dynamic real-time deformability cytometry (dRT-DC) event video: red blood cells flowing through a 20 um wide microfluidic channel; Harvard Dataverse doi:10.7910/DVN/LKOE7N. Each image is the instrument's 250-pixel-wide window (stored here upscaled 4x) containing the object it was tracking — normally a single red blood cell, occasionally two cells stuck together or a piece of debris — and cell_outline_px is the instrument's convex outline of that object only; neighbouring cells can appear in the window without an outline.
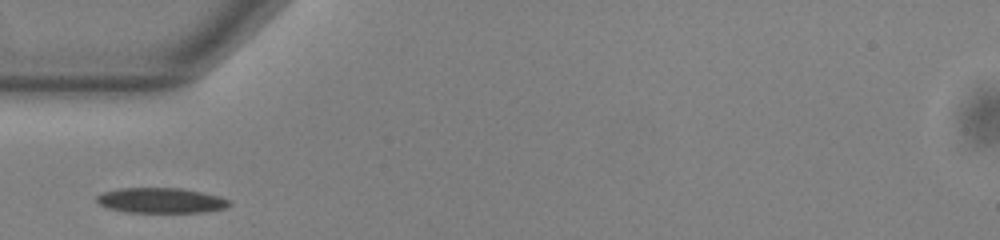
{"species": "common noctule bat (a hibernating species)", "species_latin": "Nyctalus noctula", "temperature_condition": "warm", "stored_images_in_passage": 28, "camera_frame_rate_fps": 3000, "um_per_image_px": 0.085, "animal": {"sex": "male", "body_mass_g": 13.0, "forearm_length_mm": 53.1}, "frame": {"image": 1, "passage_image": 1, "time_ms": 0.0, "image_size_px": [1000, 240], "cell_outline_px": [[232, 204], [224, 208], [204, 212], [124, 212], [108, 208], [100, 204], [96, 200], [96, 196], [104, 192], [120, 188], [180, 188], [204, 192], [220, 196], [232, 200]], "centroid_in_image_um": [13.72, 17.03], "position_along_channel_um": 71.3, "area_um2": 19.59}}
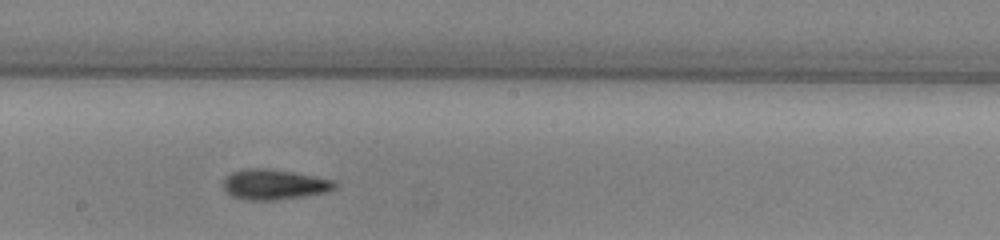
{"frame": {"image": 2, "passage_image": 13, "time_ms": 4.0, "image_size_px": [1000, 240], "cell_outline_px": [[336, 188], [328, 192], [304, 196], [276, 200], [248, 200], [232, 196], [224, 188], [224, 176], [232, 172], [248, 168], [264, 168], [292, 172], [332, 180], [336, 184]], "centroid_in_image_um": [23.29, 15.68], "position_along_channel_um": 224.9, "area_um2": 19.48}}
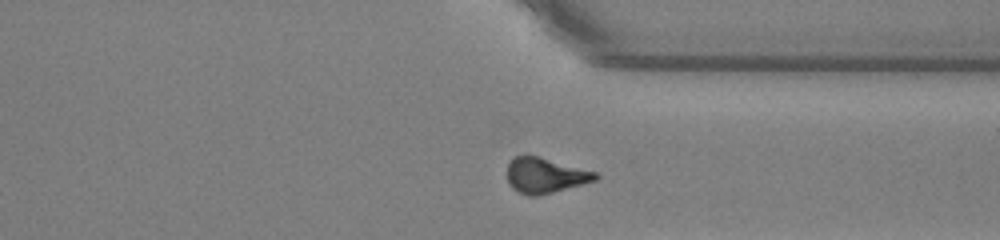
{"frame": {"image": 3, "passage_image": 24, "time_ms": 7.667, "image_size_px": [1000, 240], "cell_outline_px": [[600, 176], [596, 180], [552, 192], [536, 196], [528, 196], [516, 192], [508, 184], [508, 164], [512, 156], [540, 156], [596, 172]], "centroid_in_image_um": [46.31, 14.91], "position_along_channel_um": 365.1, "area_um2": 18.15}}